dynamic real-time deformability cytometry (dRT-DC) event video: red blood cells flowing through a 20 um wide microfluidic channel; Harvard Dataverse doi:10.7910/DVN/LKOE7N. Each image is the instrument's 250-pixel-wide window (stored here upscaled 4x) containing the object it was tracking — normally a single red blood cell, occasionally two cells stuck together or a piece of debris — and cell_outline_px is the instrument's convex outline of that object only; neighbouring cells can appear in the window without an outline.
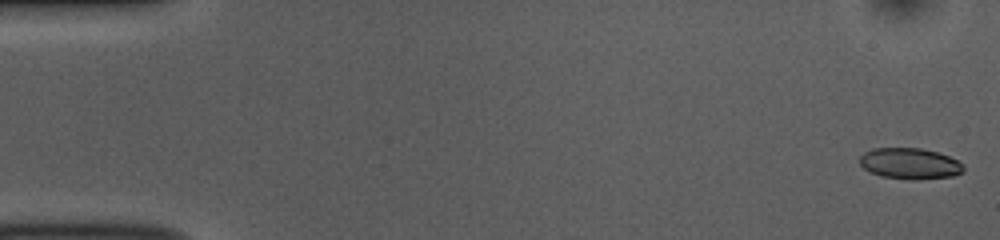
{"species": "common noctule bat (a hibernating species)", "species_latin": "Nyctalus noctula", "temperature_condition": "room temperature", "stored_images_in_passage": 52, "camera_frame_rate_fps": 3000, "um_per_image_px": 0.085, "animal": {"sex": "female", "body_mass_g": 10.0, "forearm_length_mm": 53.1}, "frame": {"image": 1, "passage_image": 1, "time_ms": 0.0, "image_size_px": [1000, 240], "cell_outline_px": [[964, 172], [952, 176], [916, 180], [912, 180], [880, 176], [864, 168], [860, 164], [860, 156], [864, 152], [872, 148], [920, 148], [936, 152], [960, 160], [964, 164]], "centroid_in_image_um": [77.37, 13.9], "position_along_channel_um": 7.6, "area_um2": 18.9}}
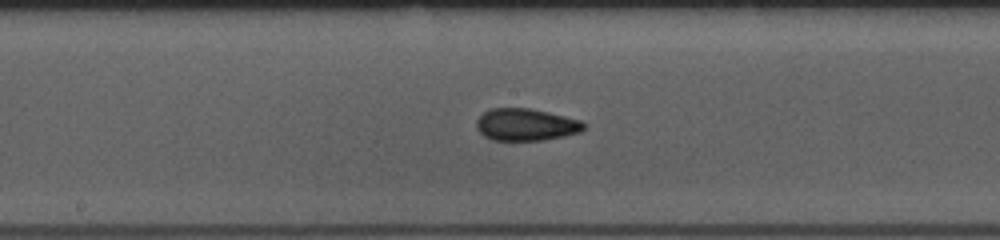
{"frame": {"image": 2, "passage_image": 27, "time_ms": 8.667, "image_size_px": [1000, 240], "cell_outline_px": [[588, 124], [580, 132], [564, 136], [540, 140], [492, 140], [484, 136], [476, 128], [476, 120], [488, 108], [528, 108], [548, 112], [580, 120]], "centroid_in_image_um": [44.69, 10.59], "position_along_channel_um": 203.5, "area_um2": 20.11}}
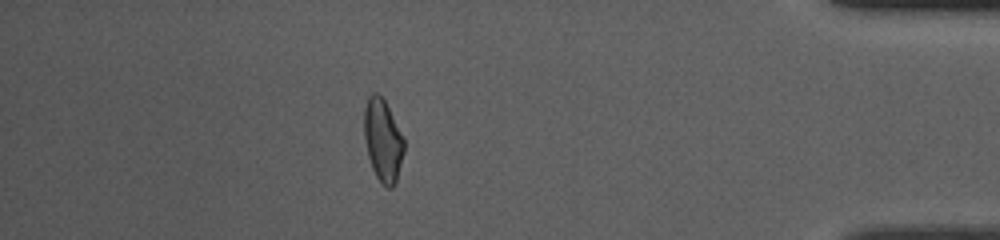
{"frame": {"image": 3, "passage_image": 46, "time_ms": 15.0, "image_size_px": [1000, 240], "cell_outline_px": [[404, 152], [396, 184], [392, 188], [388, 188], [376, 176], [372, 168], [368, 156], [364, 140], [364, 108], [368, 96], [372, 92], [376, 92], [384, 100], [404, 136]], "centroid_in_image_um": [32.55, 11.92], "position_along_channel_um": 402.7, "area_um2": 19.31}, "authors_computed_cell_mechanics": {"area_um2": 19.5364, "velocity_mm_per_s": 3.8169, "shape_relaxation_time_tau1_ms": 5.3009, "shape_relaxation_time_tau2_ms": 1.5865, "deformation_change_tau1": 0.1388, "deformation_change_tau2": 0.0705}}